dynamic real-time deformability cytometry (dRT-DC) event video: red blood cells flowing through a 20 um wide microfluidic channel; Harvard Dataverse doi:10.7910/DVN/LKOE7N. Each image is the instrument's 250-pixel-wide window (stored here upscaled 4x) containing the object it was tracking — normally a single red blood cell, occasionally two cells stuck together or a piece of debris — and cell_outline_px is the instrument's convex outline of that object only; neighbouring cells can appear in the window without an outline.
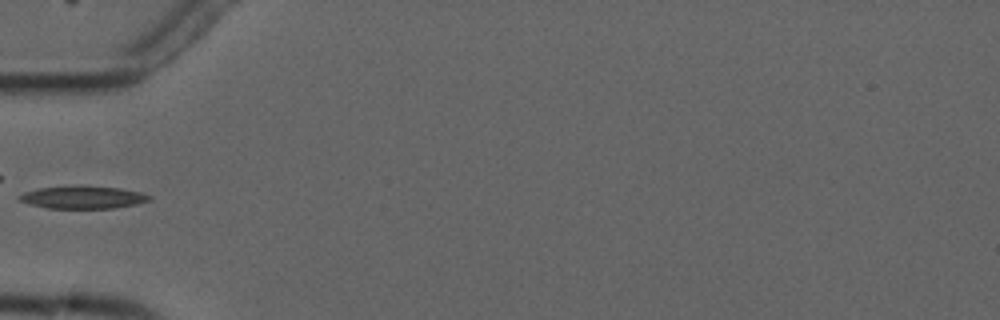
{"species": "common noctule bat (a hibernating species)", "species_latin": "Nyctalus noctula", "temperature_condition": "cold", "stored_images_in_passage": 2, "camera_frame_rate_fps": 3000, "um_per_image_px": 0.085, "animal": {"sex": "male", "forearm_length_mm": 52.5}, "frame": {"image": 1, "passage_image": 2, "time_ms": 2.0, "image_size_px": [1000, 320], "cell_outline_px": [[152, 196], [148, 200], [136, 204], [112, 208], [48, 208], [28, 204], [20, 200], [16, 196], [24, 192], [36, 188], [72, 184], [80, 184], [120, 188], [140, 192]], "centroid_in_image_um": [6.97, 16.74], "position_along_channel_um": 78.0, "area_um2": 17.57}}